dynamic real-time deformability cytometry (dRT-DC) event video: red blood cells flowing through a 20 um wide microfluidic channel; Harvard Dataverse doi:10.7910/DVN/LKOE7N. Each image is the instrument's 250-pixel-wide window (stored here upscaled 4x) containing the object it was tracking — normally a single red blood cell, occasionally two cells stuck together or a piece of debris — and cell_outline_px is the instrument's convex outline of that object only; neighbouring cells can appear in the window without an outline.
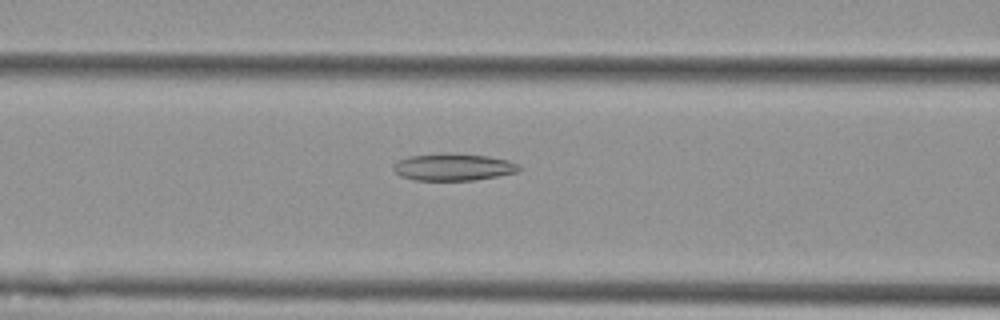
{"species": "Egyptian fruit bat (a non-hibernating species)", "species_latin": "Rousettus aegyptiacus", "temperature_condition": "cold", "stored_images_in_passage": 42, "camera_frame_rate_fps": 3000, "um_per_image_px": 0.085, "animal": {"sex": "female"}, "frame": {"image": 1, "passage_image": 9, "time_ms": 2.667, "image_size_px": [1000, 320], "cell_outline_px": [[520, 172], [472, 180], [416, 180], [400, 176], [392, 168], [392, 164], [408, 156], [452, 152], [488, 156], [508, 160], [520, 164]], "centroid_in_image_um": [38.54, 14.19], "position_along_channel_um": 128.1, "area_um2": 20.0}}
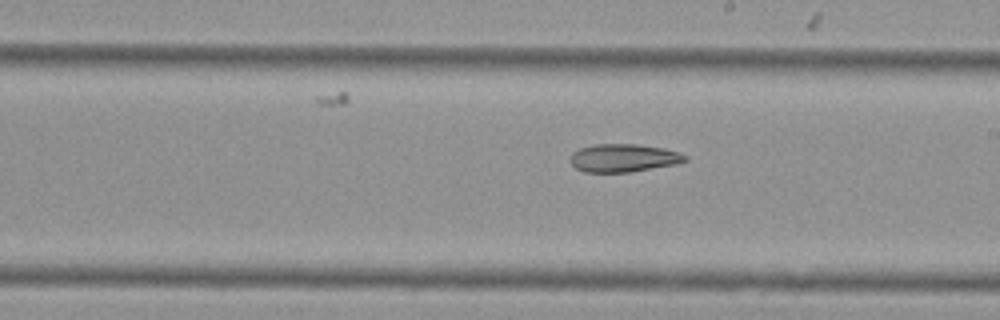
{"frame": {"image": 2, "passage_image": 18, "time_ms": 5.667, "image_size_px": [1000, 320], "cell_outline_px": [[688, 160], [676, 164], [628, 172], [584, 172], [576, 168], [568, 160], [572, 152], [580, 148], [596, 144], [636, 144], [664, 148], [680, 152], [688, 156]], "centroid_in_image_um": [52.99, 13.42], "position_along_channel_um": 236.0, "area_um2": 18.84}}
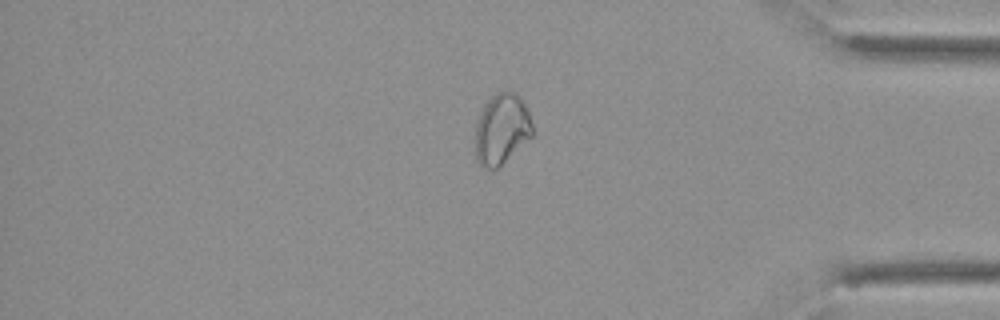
{"frame": {"image": 3, "passage_image": 33, "time_ms": 10.667, "image_size_px": [1000, 320], "cell_outline_px": [[532, 136], [496, 168], [484, 168], [480, 164], [476, 156], [476, 124], [480, 112], [484, 104], [496, 92], [504, 88], [508, 88], [516, 92], [524, 100], [532, 124]], "centroid_in_image_um": [42.65, 10.88], "position_along_channel_um": 392.6, "area_um2": 23.52}}